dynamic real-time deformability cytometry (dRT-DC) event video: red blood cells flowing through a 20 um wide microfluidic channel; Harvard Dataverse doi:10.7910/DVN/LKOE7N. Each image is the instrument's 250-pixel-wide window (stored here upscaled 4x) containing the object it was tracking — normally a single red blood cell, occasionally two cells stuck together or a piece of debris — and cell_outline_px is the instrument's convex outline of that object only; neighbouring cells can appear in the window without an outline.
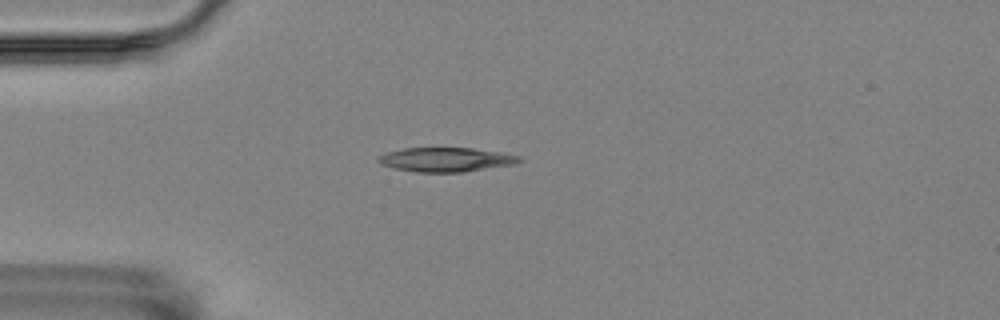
{"species": "Egyptian fruit bat (a non-hibernating species)", "species_latin": "Rousettus aegyptiacus", "temperature_condition": "room temperature", "stored_images_in_passage": 45, "camera_frame_rate_fps": 3000, "um_per_image_px": 0.085, "animal": {"sex": "female"}, "frame": {"image": 1, "passage_image": 4, "time_ms": 1.0, "image_size_px": [1000, 320], "cell_outline_px": [[524, 160], [516, 164], [464, 172], [416, 172], [396, 168], [380, 164], [376, 160], [376, 156], [388, 152], [404, 148], [472, 148], [500, 152], [520, 156]], "centroid_in_image_um": [37.92, 13.57], "position_along_channel_um": 47.1, "area_um2": 20.0}}
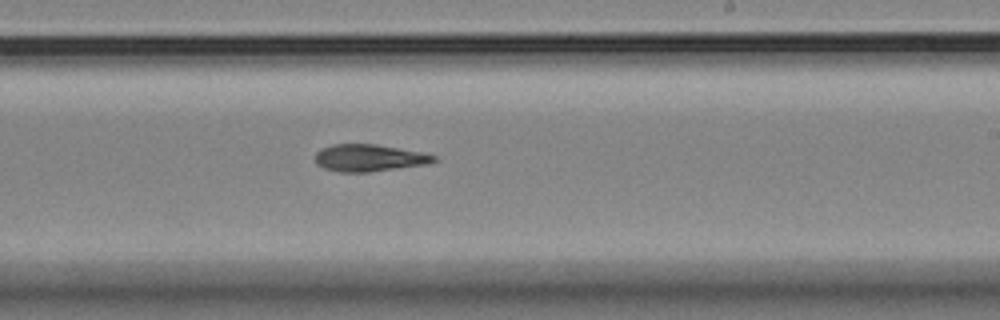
{"frame": {"image": 2, "passage_image": 23, "time_ms": 7.333, "image_size_px": [1000, 320], "cell_outline_px": [[436, 160], [428, 164], [368, 172], [340, 172], [324, 168], [316, 164], [316, 152], [320, 148], [332, 144], [376, 144], [420, 152], [436, 156]], "centroid_in_image_um": [31.34, 13.42], "position_along_channel_um": 257.7, "area_um2": 18.61}}
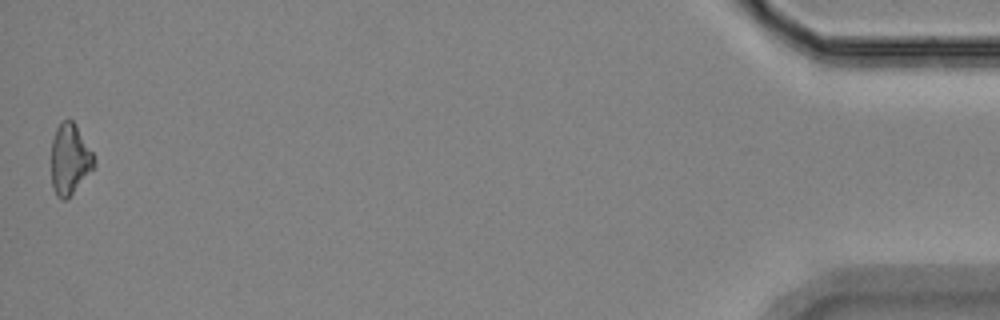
{"frame": {"image": 3, "passage_image": 45, "time_ms": 14.667, "image_size_px": [1000, 320], "cell_outline_px": [[96, 164], [68, 200], [60, 200], [56, 196], [52, 184], [52, 140], [56, 128], [68, 116], [72, 120], [92, 152]], "centroid_in_image_um": [5.92, 13.57], "position_along_channel_um": 429.3, "area_um2": 17.51}}